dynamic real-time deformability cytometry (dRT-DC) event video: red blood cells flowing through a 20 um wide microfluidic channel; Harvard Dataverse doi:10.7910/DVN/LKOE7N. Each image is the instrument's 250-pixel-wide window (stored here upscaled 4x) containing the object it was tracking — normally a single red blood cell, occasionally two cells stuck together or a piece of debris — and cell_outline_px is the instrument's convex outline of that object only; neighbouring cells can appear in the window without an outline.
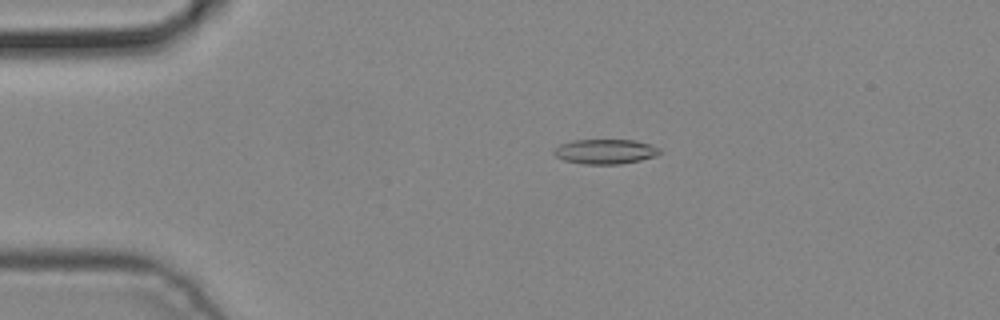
{"species": "common noctule bat (a hibernating species)", "species_latin": "Nyctalus noctula", "temperature_condition": "cold", "stored_images_in_passage": 5, "camera_frame_rate_fps": 3000, "um_per_image_px": 0.085, "animal": {"sex": "male", "body_mass_g": 19.2, "forearm_length_mm": 51.8}, "frame": {"image": 1, "passage_image": 3, "time_ms": 0.667, "image_size_px": [1000, 320], "cell_outline_px": [[660, 152], [656, 156], [640, 160], [620, 164], [584, 164], [564, 160], [556, 156], [552, 152], [560, 144], [572, 140], [636, 140], [652, 144], [660, 148]], "centroid_in_image_um": [51.47, 12.87], "position_along_channel_um": 33.5, "area_um2": 15.32}}
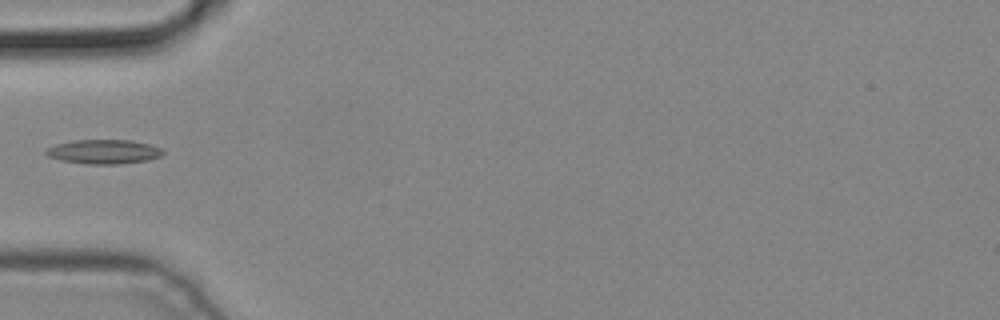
{"frame": {"image": 2, "passage_image": 5, "time_ms": 1.333, "image_size_px": [1000, 320], "cell_outline_px": [[164, 156], [148, 160], [116, 164], [88, 164], [60, 160], [48, 156], [44, 152], [48, 148], [56, 144], [72, 140], [132, 140], [164, 148]], "centroid_in_image_um": [8.86, 12.89], "position_along_channel_um": 76.1, "area_um2": 16.65}}